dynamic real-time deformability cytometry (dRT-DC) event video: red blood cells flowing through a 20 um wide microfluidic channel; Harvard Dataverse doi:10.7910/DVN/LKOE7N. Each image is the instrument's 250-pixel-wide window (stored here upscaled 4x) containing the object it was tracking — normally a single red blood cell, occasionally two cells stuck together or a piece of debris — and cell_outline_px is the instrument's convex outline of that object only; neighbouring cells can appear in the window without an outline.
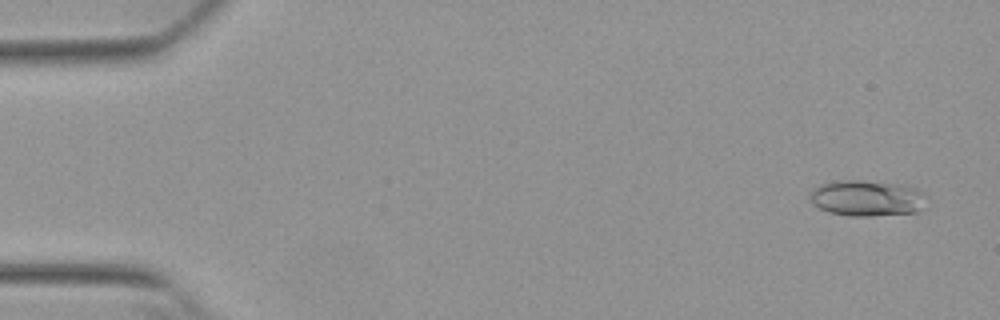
{"species": "Egyptian fruit bat (a non-hibernating species)", "species_latin": "Rousettus aegyptiacus", "temperature_condition": "warm", "stored_images_in_passage": 17, "camera_frame_rate_fps": 3000, "um_per_image_px": 0.085, "animal": {"sex": "female"}, "frame": {"image": 1, "passage_image": 3, "time_ms": 0.667, "image_size_px": [1000, 320], "cell_outline_px": [[920, 208], [916, 212], [872, 216], [848, 216], [828, 212], [812, 204], [812, 188], [820, 184], [836, 180], [860, 180], [904, 184], [916, 188], [920, 192]], "centroid_in_image_um": [73.59, 16.83], "position_along_channel_um": 11.4, "area_um2": 24.04}}